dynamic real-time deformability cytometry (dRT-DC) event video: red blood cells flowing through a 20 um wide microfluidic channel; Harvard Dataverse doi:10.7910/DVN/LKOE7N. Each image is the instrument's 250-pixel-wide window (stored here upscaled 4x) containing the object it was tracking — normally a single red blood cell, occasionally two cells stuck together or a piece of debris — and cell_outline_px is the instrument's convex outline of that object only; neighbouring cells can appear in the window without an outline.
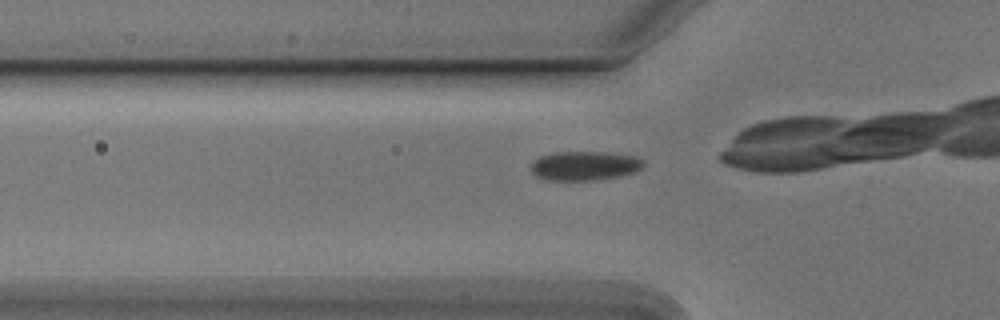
{"species": "Egyptian fruit bat (a non-hibernating species)", "species_latin": "Rousettus aegyptiacus", "temperature_condition": "cold", "stored_images_in_passage": 29, "camera_frame_rate_fps": 3000, "um_per_image_px": 0.085, "animal": {"sex": "male"}, "frame": {"image": 1, "passage_image": 5, "time_ms": 1.333, "image_size_px": [1000, 320], "cell_outline_px": [[644, 164], [636, 172], [620, 176], [596, 180], [548, 180], [536, 176], [532, 172], [532, 160], [540, 156], [552, 152], [608, 152], [636, 156], [644, 160]], "centroid_in_image_um": [49.7, 14.08], "position_along_channel_um": 76.1, "area_um2": 19.31}}